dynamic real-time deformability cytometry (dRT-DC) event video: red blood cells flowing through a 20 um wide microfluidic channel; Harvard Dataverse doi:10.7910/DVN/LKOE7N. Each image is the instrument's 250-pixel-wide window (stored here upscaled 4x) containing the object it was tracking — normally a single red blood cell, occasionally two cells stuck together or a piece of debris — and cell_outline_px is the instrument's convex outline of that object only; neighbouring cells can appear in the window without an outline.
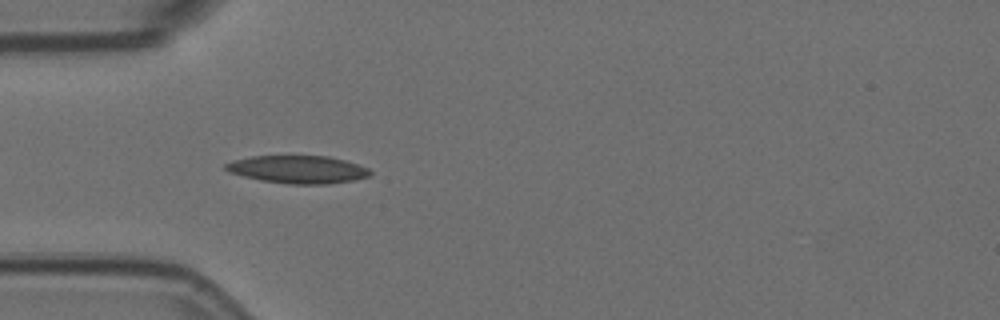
{"species": "Egyptian fruit bat (a non-hibernating species)", "species_latin": "Rousettus aegyptiacus", "temperature_condition": "room temperature", "stored_images_in_passage": 21, "camera_frame_rate_fps": 3000, "um_per_image_px": 0.085, "animal": {"sex": "female"}, "frame": {"image": 1, "passage_image": 4, "time_ms": 1.0, "image_size_px": [1000, 320], "cell_outline_px": [[372, 172], [368, 176], [352, 180], [328, 184], [288, 184], [260, 180], [228, 172], [224, 168], [224, 164], [236, 160], [252, 156], [328, 156], [344, 160], [368, 168]], "centroid_in_image_um": [25.3, 14.4], "position_along_channel_um": 59.7, "area_um2": 23.18}}